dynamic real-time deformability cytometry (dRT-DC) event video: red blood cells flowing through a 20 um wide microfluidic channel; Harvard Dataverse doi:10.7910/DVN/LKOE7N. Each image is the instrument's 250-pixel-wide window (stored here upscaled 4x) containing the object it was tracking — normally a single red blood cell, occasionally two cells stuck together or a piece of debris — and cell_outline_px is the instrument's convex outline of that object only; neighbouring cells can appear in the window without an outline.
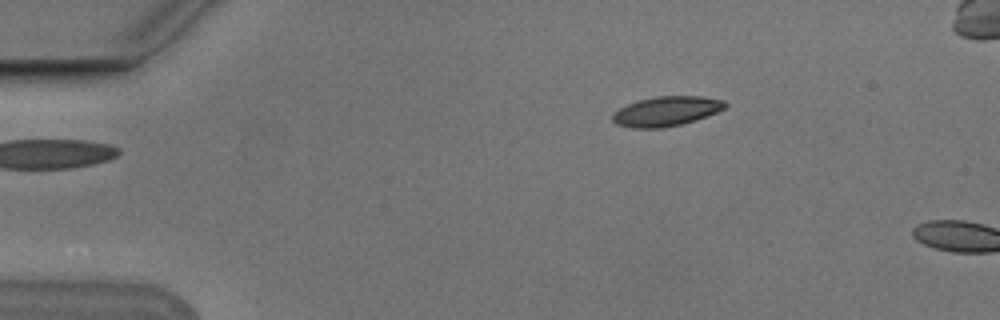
{"species": "Egyptian fruit bat (a non-hibernating species)", "species_latin": "Rousettus aegyptiacus", "temperature_condition": "cold", "stored_images_in_passage": 2, "camera_frame_rate_fps": 3000, "um_per_image_px": 0.085, "animal": {"sex": "male"}, "frame": {"image": 1, "passage_image": 2, "time_ms": 0.333, "image_size_px": [1000, 320], "cell_outline_px": [[728, 104], [724, 108], [716, 112], [696, 120], [664, 128], [632, 128], [616, 124], [612, 120], [612, 112], [628, 104], [640, 100], [656, 96], [700, 96], [724, 100]], "centroid_in_image_um": [56.62, 9.46], "position_along_channel_um": 28.4, "area_um2": 19.42}}